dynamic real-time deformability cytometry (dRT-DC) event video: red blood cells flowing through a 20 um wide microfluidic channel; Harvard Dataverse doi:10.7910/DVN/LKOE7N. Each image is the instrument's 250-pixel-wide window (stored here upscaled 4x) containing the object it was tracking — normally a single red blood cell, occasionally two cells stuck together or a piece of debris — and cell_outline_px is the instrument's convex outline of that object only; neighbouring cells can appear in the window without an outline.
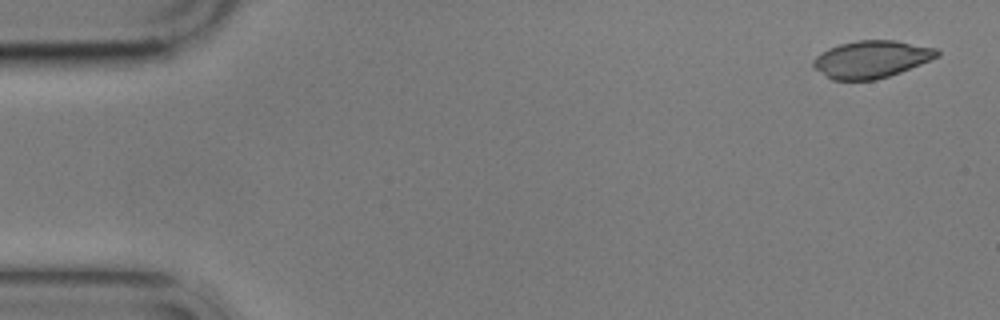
{"species": "common noctule bat (a hibernating species)", "species_latin": "Nyctalus noctula", "temperature_condition": "cold", "stored_images_in_passage": 4, "camera_frame_rate_fps": 3000, "um_per_image_px": 0.085, "animal": {"sex": "male", "body_mass_g": 17.9}, "frame": {"image": 1, "passage_image": 1, "time_ms": 0.0, "image_size_px": [1000, 320], "cell_outline_px": [[940, 56], [900, 72], [876, 80], [832, 80], [816, 68], [812, 64], [812, 60], [816, 56], [828, 48], [840, 44], [856, 40], [896, 40], [936, 48], [940, 52]], "centroid_in_image_um": [74.08, 5.03], "position_along_channel_um": 10.9, "area_um2": 26.82}}